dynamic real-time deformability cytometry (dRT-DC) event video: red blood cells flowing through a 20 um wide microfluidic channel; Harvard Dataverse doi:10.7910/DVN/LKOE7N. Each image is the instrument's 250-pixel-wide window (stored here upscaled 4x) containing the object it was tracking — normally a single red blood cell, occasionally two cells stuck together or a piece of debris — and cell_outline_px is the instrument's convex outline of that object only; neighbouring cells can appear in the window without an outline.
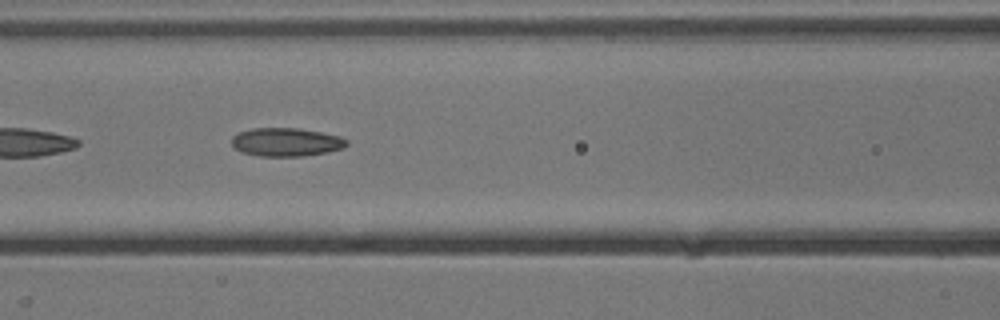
{"species": "common noctule bat (a hibernating species)", "species_latin": "Nyctalus noctula", "temperature_condition": "cold", "stored_images_in_passage": 32, "camera_frame_rate_fps": 3000, "um_per_image_px": 0.085, "animal": {"sex": "male", "body_mass_g": 13.3}, "frame": {"image": 1, "passage_image": 14, "time_ms": 4.333, "image_size_px": [1000, 320], "cell_outline_px": [[348, 144], [344, 148], [328, 152], [304, 156], [260, 156], [240, 152], [232, 144], [232, 136], [240, 132], [252, 128], [296, 128], [320, 132], [340, 136], [348, 140]], "centroid_in_image_um": [24.34, 12.08], "position_along_channel_um": 142.3, "area_um2": 19.07}}
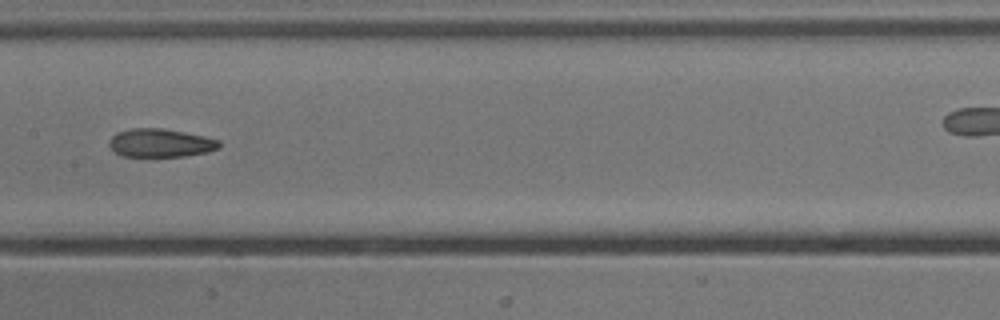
{"frame": {"image": 2, "passage_image": 18, "time_ms": 5.667, "image_size_px": [1000, 320], "cell_outline_px": [[220, 148], [208, 152], [184, 156], [120, 156], [108, 144], [112, 136], [116, 132], [132, 128], [164, 128], [204, 136], [220, 140]], "centroid_in_image_um": [13.65, 12.14], "position_along_channel_um": 193.7, "area_um2": 18.21}}
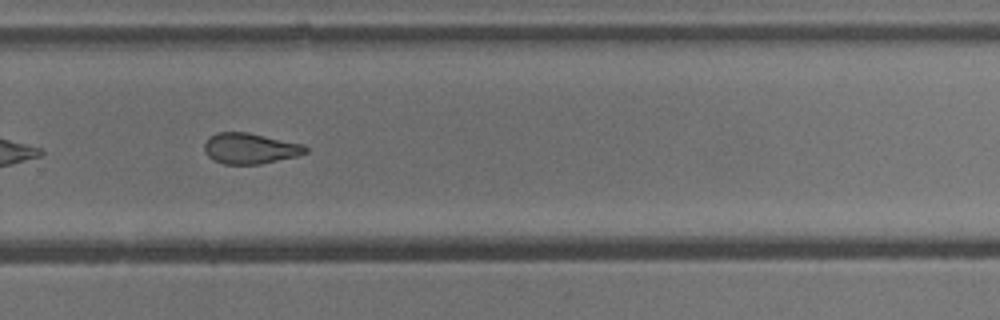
{"frame": {"image": 3, "passage_image": 27, "time_ms": 8.667, "image_size_px": [1000, 320], "cell_outline_px": [[308, 152], [296, 156], [260, 164], [224, 164], [208, 156], [204, 152], [204, 144], [208, 136], [216, 132], [248, 132], [304, 144], [308, 148]], "centroid_in_image_um": [21.25, 12.6], "position_along_channel_um": 308.6, "area_um2": 18.21}, "authors_computed_cell_mechanics": {"area_um2": 18.9873, "velocity_mm_per_s": 3.848, "shape_relaxation_time_tau1_ms": null, "shape_relaxation_time_tau2_ms": 4.4792, "deformation_change_tau1": null, "deformation_change_tau2": 0.1381}}